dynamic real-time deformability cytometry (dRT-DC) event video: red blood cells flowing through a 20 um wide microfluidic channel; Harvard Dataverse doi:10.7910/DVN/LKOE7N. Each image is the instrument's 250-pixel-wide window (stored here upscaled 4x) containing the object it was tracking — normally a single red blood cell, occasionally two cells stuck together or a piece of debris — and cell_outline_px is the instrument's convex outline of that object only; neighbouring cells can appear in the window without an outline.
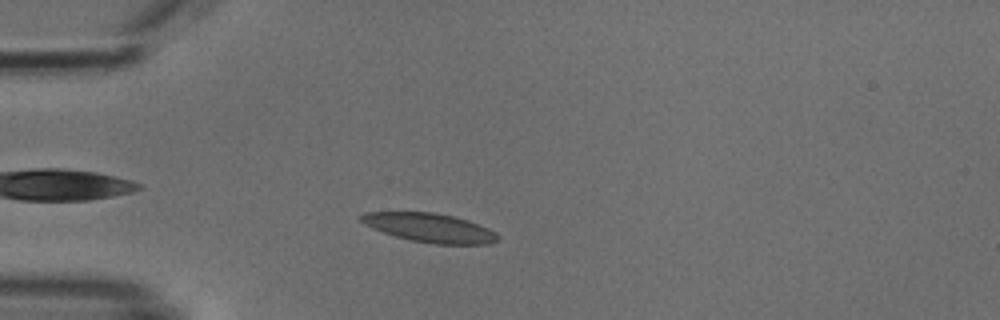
{"species": "common noctule bat (a hibernating species)", "species_latin": "Nyctalus noctula", "temperature_condition": "cold", "stored_images_in_passage": 2, "camera_frame_rate_fps": 3000, "um_per_image_px": 0.085, "animal": {"sex": "male", "body_mass_g": 18.8}, "frame": {"image": 1, "passage_image": 2, "time_ms": 1.0, "image_size_px": [1000, 320], "cell_outline_px": [[500, 240], [488, 244], [436, 244], [412, 240], [396, 236], [372, 228], [364, 224], [360, 220], [360, 216], [364, 212], [432, 212], [452, 216], [468, 220], [488, 228], [496, 232], [500, 236]], "centroid_in_image_um": [36.56, 19.36], "position_along_channel_um": 48.4, "area_um2": 22.95}}